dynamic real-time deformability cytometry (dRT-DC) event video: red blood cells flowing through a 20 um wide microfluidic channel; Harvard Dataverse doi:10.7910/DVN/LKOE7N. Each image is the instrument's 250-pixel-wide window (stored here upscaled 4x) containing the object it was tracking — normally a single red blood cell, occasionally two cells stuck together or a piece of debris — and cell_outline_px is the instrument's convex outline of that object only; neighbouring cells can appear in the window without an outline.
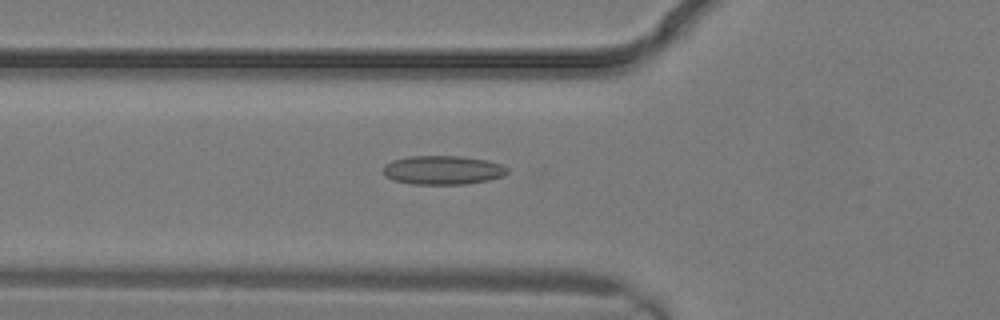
{"species": "common noctule bat (a hibernating species)", "species_latin": "Nyctalus noctula", "temperature_condition": "warm", "stored_images_in_passage": 4, "camera_frame_rate_fps": 3000, "um_per_image_px": 0.085, "animal": {"sex": "male", "body_mass_g": 19.2, "forearm_length_mm": 51.8}, "frame": {"image": 1, "passage_image": 4, "time_ms": 1.0, "image_size_px": [1000, 320], "cell_outline_px": [[508, 172], [504, 176], [488, 180], [464, 184], [412, 184], [392, 180], [384, 176], [384, 164], [392, 160], [408, 156], [460, 156], [488, 160], [500, 164], [508, 168]], "centroid_in_image_um": [37.62, 14.45], "position_along_channel_um": 88.2, "area_um2": 21.04}}